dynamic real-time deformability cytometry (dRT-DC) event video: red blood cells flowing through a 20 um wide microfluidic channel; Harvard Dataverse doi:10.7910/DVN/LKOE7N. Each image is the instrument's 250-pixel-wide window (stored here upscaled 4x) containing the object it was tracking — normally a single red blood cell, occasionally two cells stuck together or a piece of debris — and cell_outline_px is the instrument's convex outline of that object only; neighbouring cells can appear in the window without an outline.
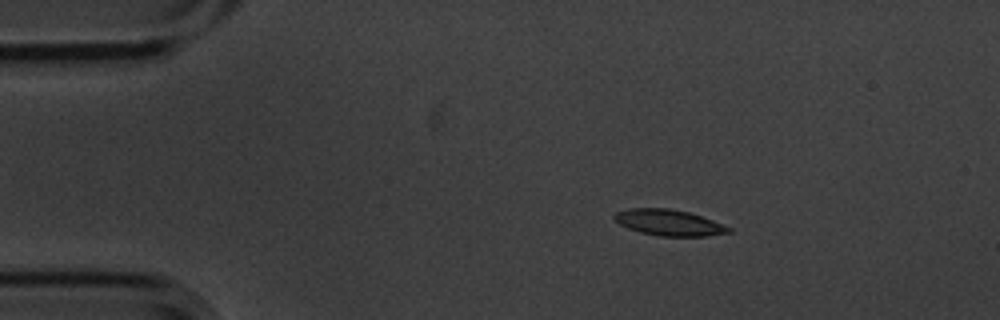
{"species": "common noctule bat (a hibernating species)", "species_latin": "Nyctalus noctula", "temperature_condition": "cold", "stored_images_in_passage": 3, "camera_frame_rate_fps": 3000, "um_per_image_px": 0.085, "animal": {"sex": "male", "body_mass_g": 20.1, "forearm_length_mm": 53.5}, "frame": {"image": 1, "passage_image": 2, "time_ms": 0.333, "image_size_px": [1000, 320], "cell_outline_px": [[732, 232], [708, 236], [660, 236], [640, 232], [628, 228], [620, 224], [612, 216], [616, 212], [628, 208], [668, 208], [688, 212], [712, 220], [732, 228]], "centroid_in_image_um": [56.86, 18.92], "position_along_channel_um": 28.1, "area_um2": 17.28}}